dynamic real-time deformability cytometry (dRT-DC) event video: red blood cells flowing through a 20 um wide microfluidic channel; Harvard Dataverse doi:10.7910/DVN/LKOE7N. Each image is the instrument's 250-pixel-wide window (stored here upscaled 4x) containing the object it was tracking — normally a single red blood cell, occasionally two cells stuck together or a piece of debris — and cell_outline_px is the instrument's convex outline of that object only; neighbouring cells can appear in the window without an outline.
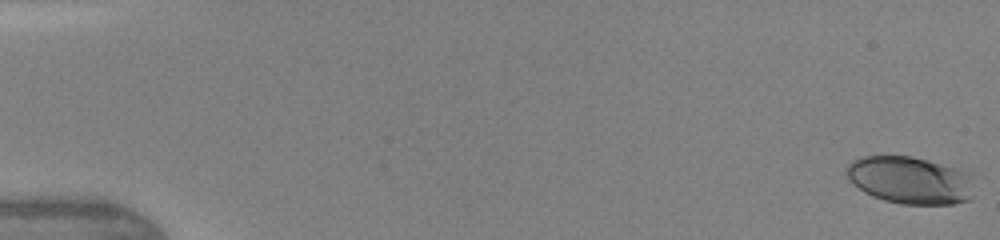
{"species": "human", "species_latin": "Homo sapiens", "temperature_condition": "warm", "stored_images_in_passage": 47, "camera_frame_rate_fps": 3000, "um_per_image_px": 0.085, "donor": {"sex": "female"}, "frame": {"image": 1, "passage_image": 1, "time_ms": 0.0, "image_size_px": [1000, 240], "cell_outline_px": [[972, 196], [968, 200], [952, 204], [900, 204], [884, 200], [872, 196], [864, 192], [852, 184], [848, 180], [844, 172], [848, 164], [852, 160], [860, 156], [912, 156], [968, 168], [972, 172]], "centroid_in_image_um": [77.39, 15.29], "position_along_channel_um": 7.6, "area_um2": 36.36}}
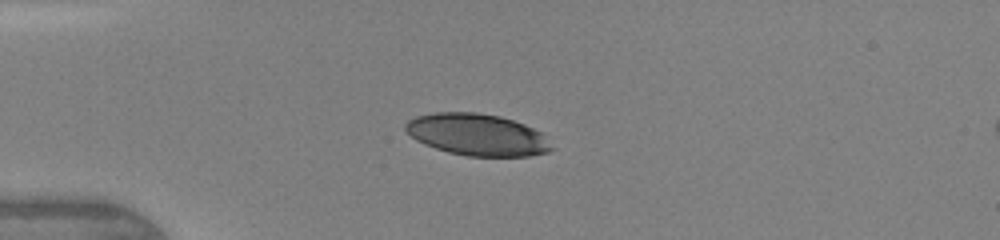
{"frame": {"image": 2, "passage_image": 13, "time_ms": 4.0, "image_size_px": [1000, 240], "cell_outline_px": [[556, 148], [548, 152], [528, 156], [468, 156], [448, 152], [424, 144], [416, 140], [404, 128], [404, 124], [408, 120], [416, 116], [436, 112], [476, 112], [500, 116], [524, 124], [540, 132]], "centroid_in_image_um": [40.57, 11.45], "position_along_channel_um": 44.4, "area_um2": 35.55}}
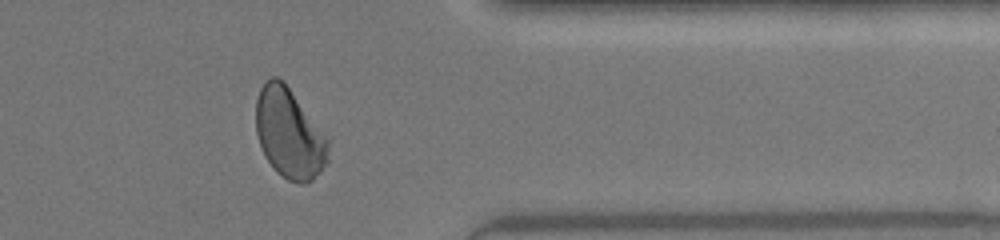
{"frame": {"image": 3, "passage_image": 39, "time_ms": 12.667, "image_size_px": [1000, 240], "cell_outline_px": [[328, 160], [320, 172], [312, 180], [304, 184], [300, 184], [288, 180], [276, 172], [268, 160], [260, 144], [256, 132], [256, 100], [260, 88], [272, 76], [276, 76], [284, 80], [328, 140]], "centroid_in_image_um": [24.57, 11.35], "position_along_channel_um": 386.8, "area_um2": 37.51}, "authors_computed_cell_mechanics": {"area_um2": 37.8012, "velocity_mm_per_s": 4.3772, "shape_relaxation_time_tau1_ms": 3.6692, "shape_relaxation_time_tau2_ms": 1.0145, "deformation_change_tau1": 0.1408, "deformation_change_tau2": 0.0553}}